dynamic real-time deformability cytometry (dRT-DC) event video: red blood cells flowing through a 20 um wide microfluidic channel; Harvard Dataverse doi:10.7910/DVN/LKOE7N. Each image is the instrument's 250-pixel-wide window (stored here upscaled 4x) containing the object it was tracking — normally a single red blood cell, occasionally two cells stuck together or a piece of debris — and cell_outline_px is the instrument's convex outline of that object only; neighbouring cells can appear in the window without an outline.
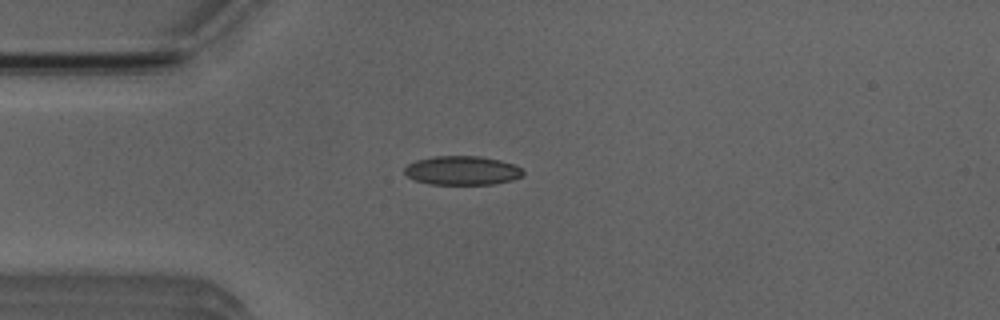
{"species": "Egyptian fruit bat (a non-hibernating species)", "species_latin": "Rousettus aegyptiacus", "temperature_condition": "room temperature", "stored_images_in_passage": 3, "camera_frame_rate_fps": 3000, "um_per_image_px": 0.085, "animal": {"sex": "male"}, "frame": {"image": 1, "passage_image": 3, "time_ms": 2.0, "image_size_px": [1000, 320], "cell_outline_px": [[524, 176], [512, 180], [492, 184], [428, 184], [416, 180], [408, 176], [404, 172], [404, 168], [408, 164], [416, 160], [432, 156], [480, 156], [500, 160], [512, 164], [520, 168], [524, 172]], "centroid_in_image_um": [39.28, 14.49], "position_along_channel_um": 45.7, "area_um2": 20.0}}